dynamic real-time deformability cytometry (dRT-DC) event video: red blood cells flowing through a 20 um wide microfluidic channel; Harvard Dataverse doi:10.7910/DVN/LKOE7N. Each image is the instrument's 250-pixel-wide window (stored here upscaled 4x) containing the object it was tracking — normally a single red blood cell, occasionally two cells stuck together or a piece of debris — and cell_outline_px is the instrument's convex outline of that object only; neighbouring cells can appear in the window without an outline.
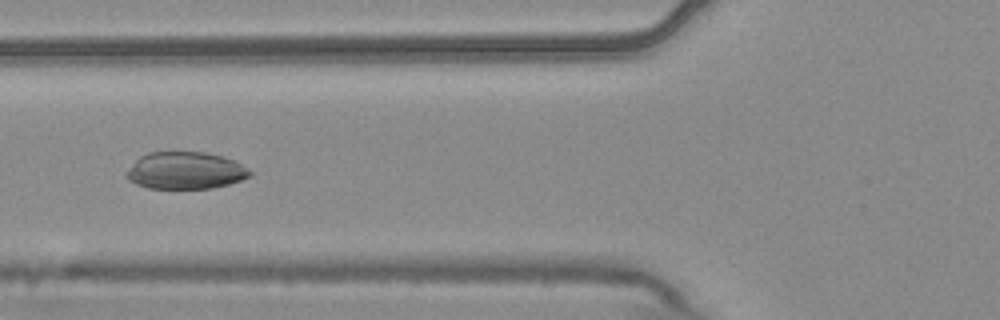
{"species": "common noctule bat (a hibernating species)", "species_latin": "Nyctalus noctula", "temperature_condition": "warm", "stored_images_in_passage": 8, "camera_frame_rate_fps": 3000, "um_per_image_px": 0.085, "animal": {"sex": "male", "body_mass_g": 20.4}, "frame": {"image": 1, "passage_image": 6, "time_ms": 1.667, "image_size_px": [1000, 320], "cell_outline_px": [[252, 176], [228, 184], [212, 188], [148, 188], [136, 184], [128, 180], [124, 176], [132, 164], [140, 156], [148, 152], [204, 152], [224, 156], [248, 168], [252, 172]], "centroid_in_image_um": [15.75, 14.49], "position_along_channel_um": 110.1, "area_um2": 26.7}}
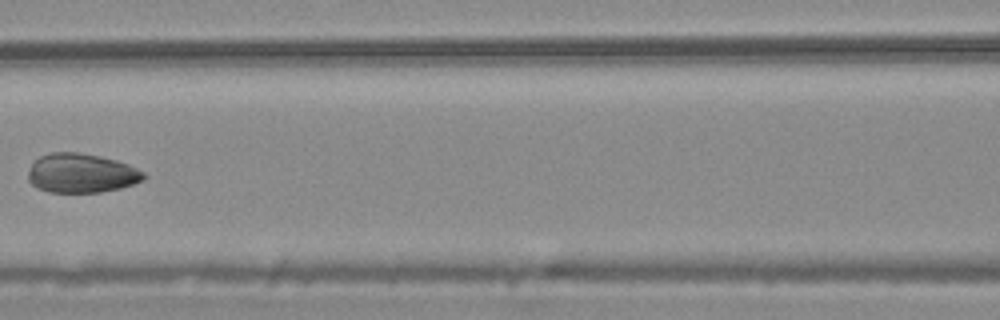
{"frame": {"image": 2, "passage_image": 7, "time_ms": 2.0, "image_size_px": [1000, 320], "cell_outline_px": [[148, 176], [144, 180], [120, 188], [100, 192], [48, 192], [36, 188], [28, 180], [28, 172], [32, 164], [40, 156], [52, 152], [80, 152], [100, 156], [116, 160], [128, 164], [144, 172]], "centroid_in_image_um": [6.92, 14.72], "position_along_channel_um": 159.7, "area_um2": 26.53}}
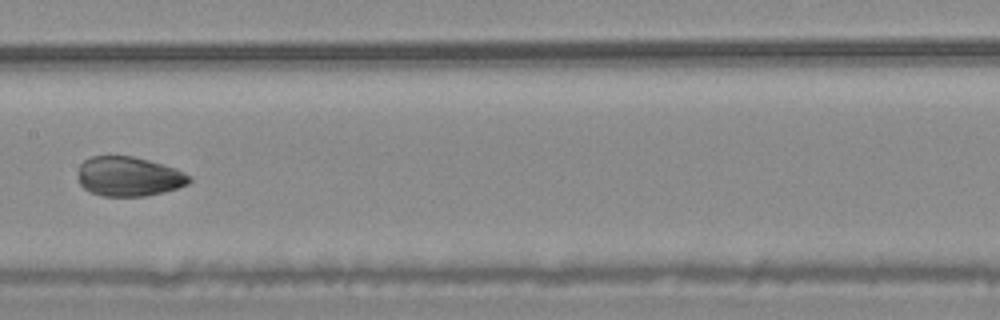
{"frame": {"image": 3, "passage_image": 8, "time_ms": 2.333, "image_size_px": [1000, 320], "cell_outline_px": [[192, 180], [188, 184], [164, 192], [144, 196], [104, 196], [88, 192], [80, 184], [80, 164], [84, 160], [92, 156], [132, 156], [148, 160], [176, 168], [192, 176]], "centroid_in_image_um": [10.98, 15.0], "position_along_channel_um": 196.4, "area_um2": 25.61}}